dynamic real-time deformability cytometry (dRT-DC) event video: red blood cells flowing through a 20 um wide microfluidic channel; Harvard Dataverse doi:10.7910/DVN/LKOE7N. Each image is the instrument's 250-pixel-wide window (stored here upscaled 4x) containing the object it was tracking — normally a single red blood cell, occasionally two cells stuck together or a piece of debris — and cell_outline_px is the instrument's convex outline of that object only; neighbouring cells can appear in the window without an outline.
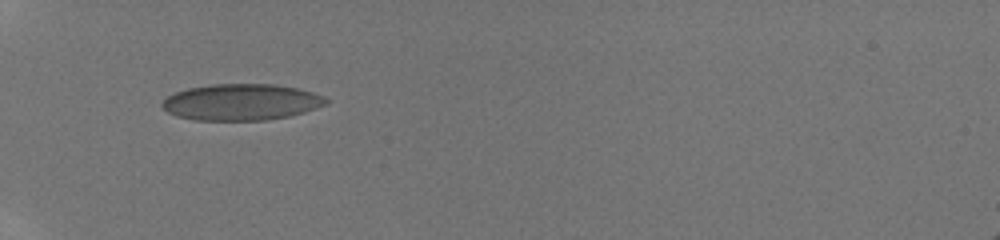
{"species": "human", "species_latin": "Homo sapiens", "temperature_condition": "room temperature", "stored_images_in_passage": 52, "camera_frame_rate_fps": 3000, "um_per_image_px": 0.085, "donor": {"sex": "male"}, "frame": {"image": 1, "passage_image": 1, "time_ms": 0.0, "image_size_px": [1000, 240], "cell_outline_px": [[328, 104], [304, 112], [288, 116], [268, 120], [196, 120], [176, 116], [168, 112], [160, 104], [168, 96], [176, 92], [188, 88], [212, 84], [276, 84], [296, 88], [312, 92], [324, 96], [328, 100]], "centroid_in_image_um": [20.52, 8.68], "position_along_channel_um": 64.5, "area_um2": 34.68}}
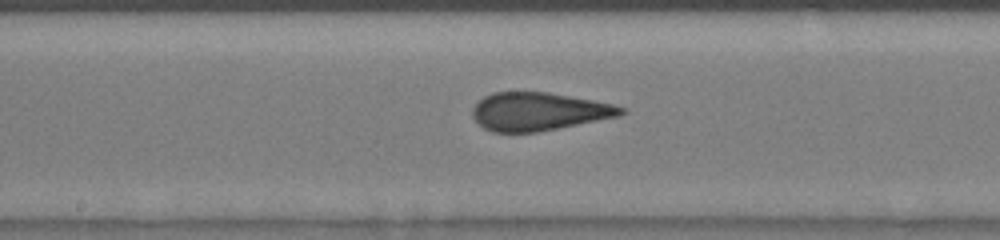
{"frame": {"image": 2, "passage_image": 15, "time_ms": 3.667, "image_size_px": [1000, 240], "cell_outline_px": [[628, 112], [620, 116], [536, 132], [492, 132], [484, 128], [472, 116], [472, 108], [484, 96], [492, 92], [548, 92], [592, 100], [612, 104], [624, 108]], "centroid_in_image_um": [45.78, 9.47], "position_along_channel_um": 202.4, "area_um2": 32.77}}
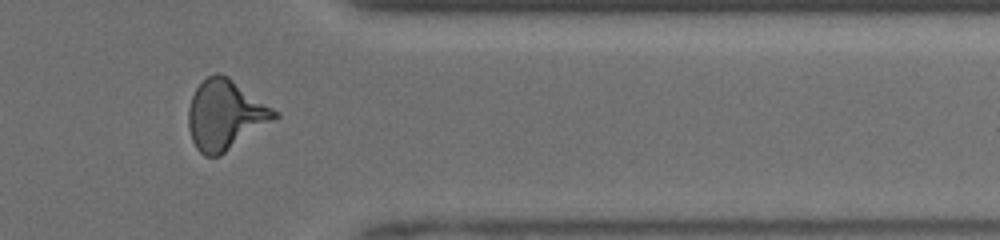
{"frame": {"image": 3, "passage_image": 39, "time_ms": 8.333, "image_size_px": [1000, 240], "cell_outline_px": [[280, 116], [220, 156], [204, 156], [196, 148], [192, 140], [188, 128], [188, 108], [192, 96], [196, 88], [208, 76], [216, 72], [220, 72], [228, 76], [280, 112]], "centroid_in_image_um": [19.15, 9.76], "position_along_channel_um": 392.2, "area_um2": 35.14}, "authors_computed_cell_mechanics": {"area_um2": 32.5414, "velocity_mm_per_s": 4.1626, "shape_relaxation_time_tau1_ms": 9.2415, "shape_relaxation_time_tau2_ms": 0.9013, "deformation_change_tau1": 0.2099, "deformation_change_tau2": 0.0891}}